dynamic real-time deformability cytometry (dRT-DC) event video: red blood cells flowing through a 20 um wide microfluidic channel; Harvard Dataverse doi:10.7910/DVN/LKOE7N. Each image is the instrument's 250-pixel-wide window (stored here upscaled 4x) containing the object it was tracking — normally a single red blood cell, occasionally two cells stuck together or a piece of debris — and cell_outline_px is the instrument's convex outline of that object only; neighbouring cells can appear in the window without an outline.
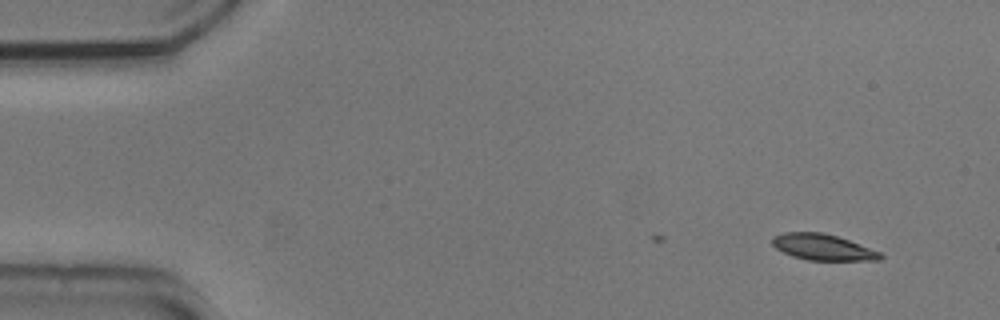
{"species": "common noctule bat (a hibernating species)", "species_latin": "Nyctalus noctula", "temperature_condition": "cold", "stored_images_in_passage": 39, "camera_frame_rate_fps": 3000, "um_per_image_px": 0.085, "animal": {"sex": "male", "body_mass_g": 20.5, "forearm_length_mm": 52.5}, "frame": {"image": 1, "passage_image": 1, "time_ms": 0.0, "image_size_px": [1000, 320], "cell_outline_px": [[884, 256], [880, 260], [808, 260], [792, 256], [776, 248], [772, 244], [772, 236], [784, 232], [820, 232], [836, 236], [848, 240], [880, 252]], "centroid_in_image_um": [69.91, 21.01], "position_along_channel_um": 15.1, "area_um2": 16.24}}
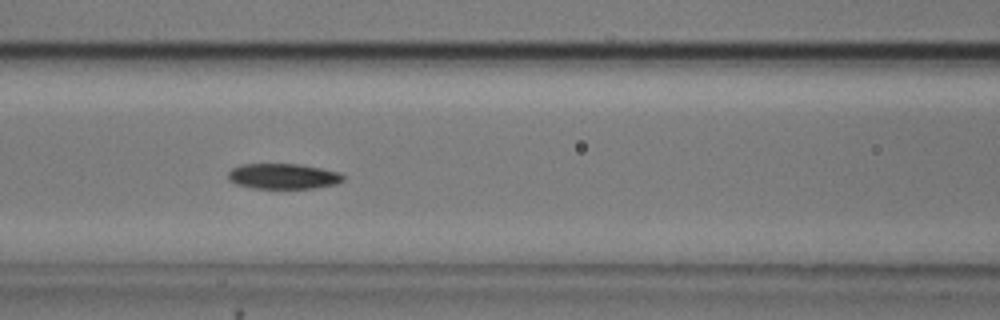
{"frame": {"image": 2, "passage_image": 20, "time_ms": 6.333, "image_size_px": [1000, 320], "cell_outline_px": [[344, 180], [336, 184], [312, 188], [252, 188], [236, 184], [228, 180], [228, 172], [232, 168], [240, 164], [300, 164], [340, 172], [344, 176]], "centroid_in_image_um": [24.05, 14.98], "position_along_channel_um": 142.5, "area_um2": 17.11}}
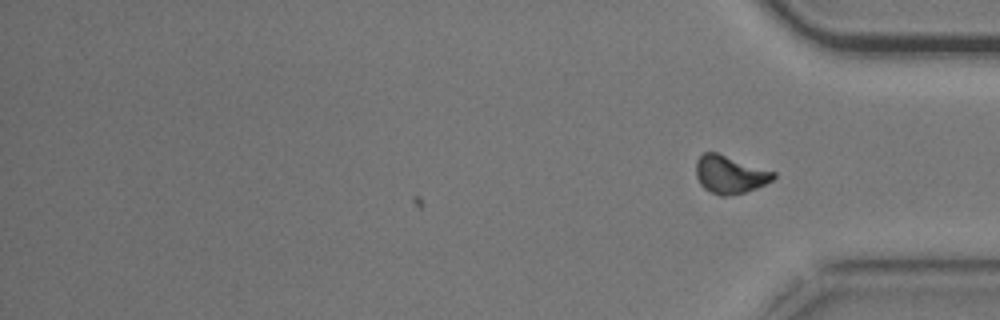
{"frame": {"image": 3, "passage_image": 39, "time_ms": 12.667, "image_size_px": [1000, 320], "cell_outline_px": [[776, 176], [772, 180], [756, 188], [744, 192], [728, 196], [720, 196], [704, 188], [700, 184], [696, 176], [696, 160], [704, 152], [716, 152], [776, 172]], "centroid_in_image_um": [62.03, 14.83], "position_along_channel_um": 373.2, "area_um2": 16.99}, "authors_computed_cell_mechanics": {"area_um2": 17.1666, "velocity_mm_per_s": 3.6835, "shape_relaxation_time_tau1_ms": 2.9879, "shape_relaxation_time_tau2_ms": 8.5207, "deformation_change_tau1": 0.0823, "deformation_change_tau2": 0.134}}